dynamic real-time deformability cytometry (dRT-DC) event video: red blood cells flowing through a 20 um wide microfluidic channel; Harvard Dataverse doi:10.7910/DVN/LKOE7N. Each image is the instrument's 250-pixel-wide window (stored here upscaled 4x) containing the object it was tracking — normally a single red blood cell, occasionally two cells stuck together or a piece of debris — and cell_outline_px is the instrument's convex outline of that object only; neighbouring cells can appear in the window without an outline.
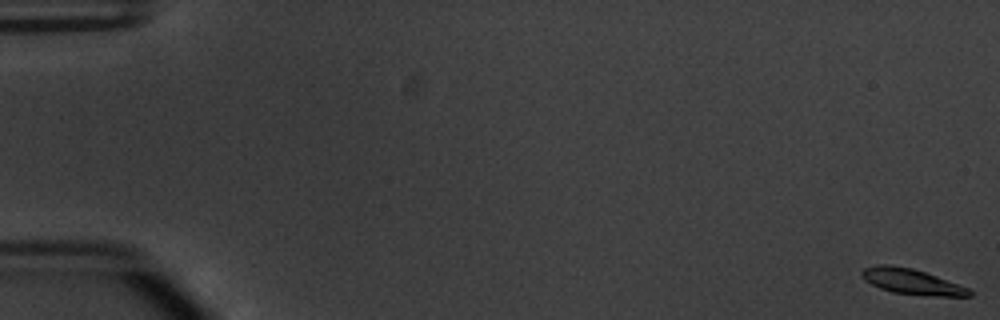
{"species": "common noctule bat (a hibernating species)", "species_latin": "Nyctalus noctula", "temperature_condition": "warm", "stored_images_in_passage": 12, "camera_frame_rate_fps": 3000, "um_per_image_px": 0.085, "animal": {"sex": "male", "body_mass_g": 20.1, "forearm_length_mm": 53.5}, "frame": {"image": 1, "passage_image": 1, "time_ms": 0.0, "image_size_px": [1000, 320], "cell_outline_px": [[972, 296], [932, 296], [892, 292], [880, 288], [864, 280], [860, 276], [860, 272], [864, 268], [880, 264], [888, 264], [912, 268], [960, 284], [968, 288], [972, 292]], "centroid_in_image_um": [77.49, 23.93], "position_along_channel_um": 7.5, "area_um2": 15.95}}